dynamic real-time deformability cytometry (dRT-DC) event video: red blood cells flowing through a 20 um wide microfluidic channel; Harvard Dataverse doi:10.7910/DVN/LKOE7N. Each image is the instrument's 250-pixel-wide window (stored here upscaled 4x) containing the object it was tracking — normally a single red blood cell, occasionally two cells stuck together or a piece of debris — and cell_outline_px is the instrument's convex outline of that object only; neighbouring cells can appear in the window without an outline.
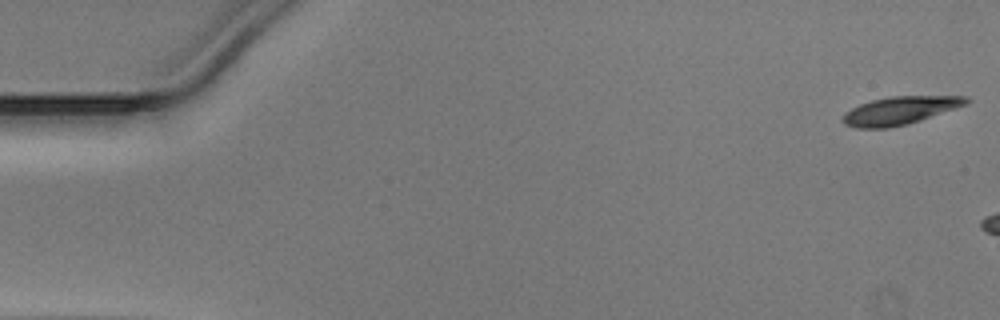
{"species": "Egyptian fruit bat (a non-hibernating species)", "species_latin": "Rousettus aegyptiacus", "temperature_condition": "warm", "stored_images_in_passage": 6, "camera_frame_rate_fps": 3000, "um_per_image_px": 0.085, "animal": {"sex": "male"}, "frame": {"image": 1, "passage_image": 1, "time_ms": 0.0, "image_size_px": [1000, 320], "cell_outline_px": [[972, 100], [968, 104], [908, 124], [888, 128], [856, 128], [844, 124], [840, 120], [844, 112], [860, 104], [872, 100], [892, 96], [968, 96]], "centroid_in_image_um": [76.49, 9.39], "position_along_channel_um": 8.5, "area_um2": 20.23}}